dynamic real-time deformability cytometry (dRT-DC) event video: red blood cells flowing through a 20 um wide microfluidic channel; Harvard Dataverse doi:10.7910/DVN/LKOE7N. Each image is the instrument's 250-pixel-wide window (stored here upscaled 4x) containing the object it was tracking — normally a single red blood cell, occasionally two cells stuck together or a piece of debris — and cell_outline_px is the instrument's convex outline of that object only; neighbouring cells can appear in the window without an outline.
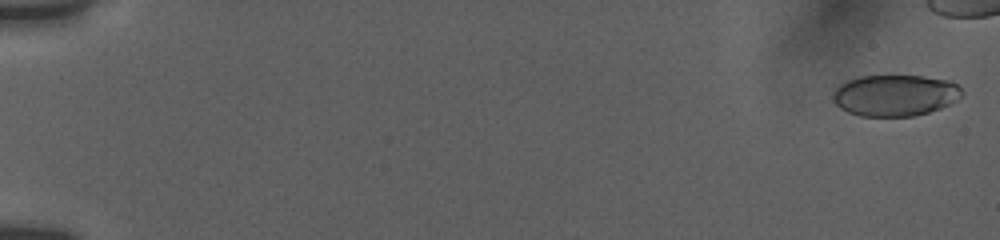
{"species": "human", "species_latin": "Homo sapiens", "temperature_condition": "room temperature", "stored_images_in_passage": 51, "camera_frame_rate_fps": 3000, "um_per_image_px": 0.085, "donor": {"sex": "female"}, "frame": {"image": 1, "passage_image": 2, "time_ms": 0.333, "image_size_px": [1000, 240], "cell_outline_px": [[964, 92], [956, 100], [940, 108], [928, 112], [912, 116], [860, 116], [848, 112], [840, 108], [832, 100], [832, 92], [840, 84], [848, 80], [860, 76], [920, 76], [948, 80], [956, 84]], "centroid_in_image_um": [76.04, 8.1], "position_along_channel_um": 9.0, "area_um2": 30.98}}
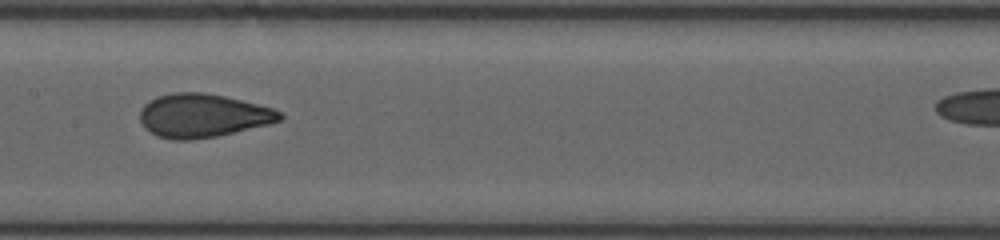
{"frame": {"image": 2, "passage_image": 31, "time_ms": 10.0, "image_size_px": [1000, 240], "cell_outline_px": [[284, 116], [280, 120], [268, 124], [216, 136], [188, 140], [176, 140], [160, 136], [144, 128], [140, 120], [140, 108], [148, 100], [156, 96], [172, 92], [204, 92], [224, 96], [272, 108], [280, 112]], "centroid_in_image_um": [17.19, 9.81], "position_along_channel_um": 190.2, "area_um2": 35.26}}
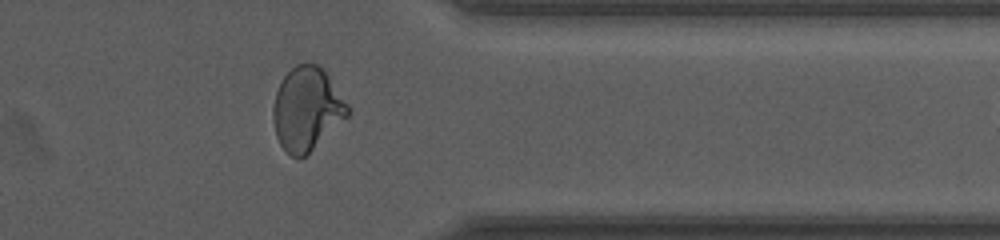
{"frame": {"image": 3, "passage_image": 47, "time_ms": 15.333, "image_size_px": [1000, 240], "cell_outline_px": [[352, 112], [348, 116], [304, 156], [292, 156], [280, 144], [276, 136], [272, 116], [272, 108], [276, 92], [284, 76], [296, 64], [316, 64], [328, 76], [352, 108]], "centroid_in_image_um": [26.09, 9.25], "position_along_channel_um": 385.3, "area_um2": 35.66}}